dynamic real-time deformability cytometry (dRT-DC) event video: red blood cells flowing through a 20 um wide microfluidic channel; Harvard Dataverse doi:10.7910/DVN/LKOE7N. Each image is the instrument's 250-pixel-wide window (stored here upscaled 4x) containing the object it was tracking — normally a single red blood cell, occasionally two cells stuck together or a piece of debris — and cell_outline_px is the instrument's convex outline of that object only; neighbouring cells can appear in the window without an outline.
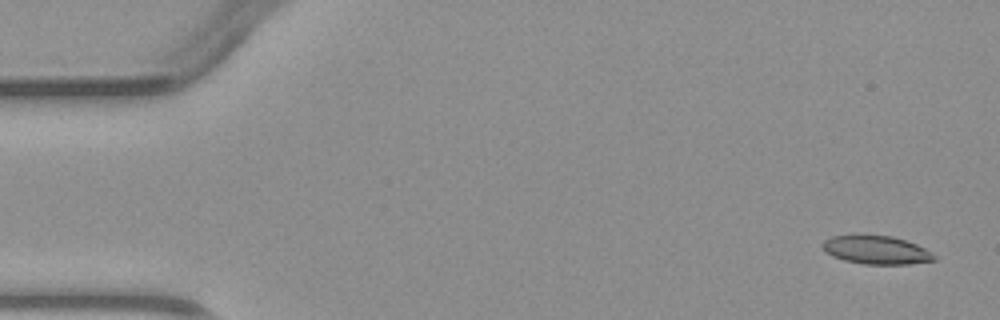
{"species": "common noctule bat (a hibernating species)", "species_latin": "Nyctalus noctula", "temperature_condition": "warm", "stored_images_in_passage": 4, "camera_frame_rate_fps": 3000, "um_per_image_px": 0.085, "animal": {"sex": "male", "body_mass_g": 23.1, "forearm_length_mm": 52.7}, "frame": {"image": 1, "passage_image": 1, "time_ms": 0.0, "image_size_px": [1000, 320], "cell_outline_px": [[936, 260], [908, 264], [864, 264], [844, 260], [832, 256], [824, 252], [820, 244], [824, 240], [832, 236], [892, 236], [916, 244], [924, 248], [936, 256]], "centroid_in_image_um": [74.45, 21.26], "position_along_channel_um": 10.5, "area_um2": 18.26}}
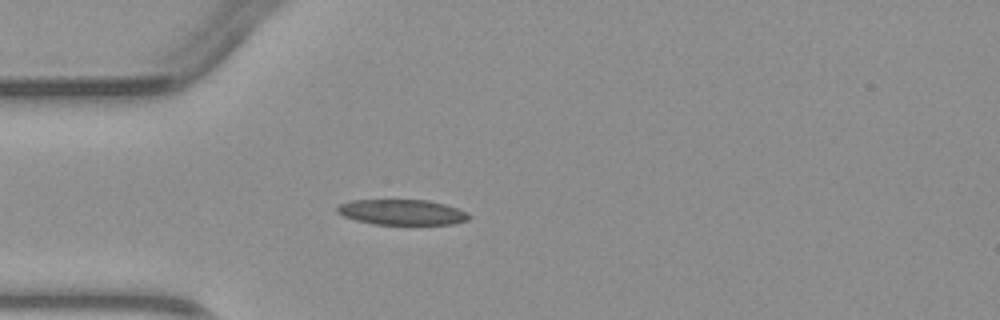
{"frame": {"image": 2, "passage_image": 4, "time_ms": 3.667, "image_size_px": [1000, 320], "cell_outline_px": [[472, 216], [468, 220], [456, 224], [372, 224], [356, 220], [344, 216], [336, 212], [336, 208], [340, 204], [352, 200], [428, 200], [444, 204], [468, 212]], "centroid_in_image_um": [34.19, 18.04], "position_along_channel_um": 50.8, "area_um2": 19.54}}